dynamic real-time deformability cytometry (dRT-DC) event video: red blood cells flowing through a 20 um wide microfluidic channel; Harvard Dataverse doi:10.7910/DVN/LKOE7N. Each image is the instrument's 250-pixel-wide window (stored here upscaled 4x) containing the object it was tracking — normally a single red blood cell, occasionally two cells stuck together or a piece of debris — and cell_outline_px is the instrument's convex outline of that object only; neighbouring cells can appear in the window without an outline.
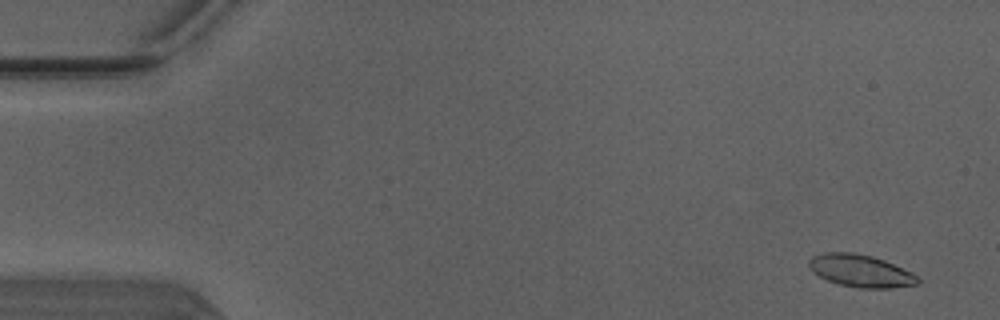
{"species": "Egyptian fruit bat (a non-hibernating species)", "species_latin": "Rousettus aegyptiacus", "temperature_condition": "warm", "stored_images_in_passage": 46, "camera_frame_rate_fps": 3000, "um_per_image_px": 0.085, "animal": {"sex": "male"}, "frame": {"image": 1, "passage_image": 3, "time_ms": 0.667, "image_size_px": [1000, 320], "cell_outline_px": [[920, 280], [916, 284], [892, 288], [856, 288], [840, 284], [828, 280], [812, 272], [808, 264], [808, 260], [812, 256], [824, 252], [852, 252], [872, 256], [884, 260], [912, 272]], "centroid_in_image_um": [73.13, 23.01], "position_along_channel_um": 11.9, "area_um2": 20.52}}
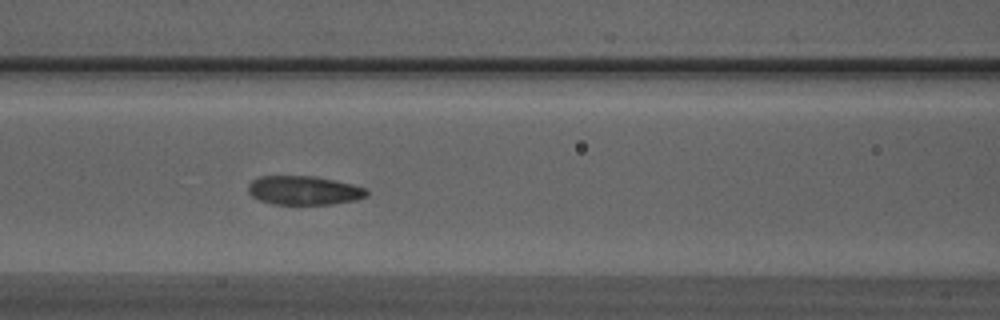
{"frame": {"image": 2, "passage_image": 22, "time_ms": 7.0, "image_size_px": [1000, 320], "cell_outline_px": [[368, 196], [356, 200], [332, 204], [272, 204], [260, 200], [252, 196], [248, 192], [248, 184], [252, 180], [260, 176], [316, 176], [352, 184], [368, 188]], "centroid_in_image_um": [25.85, 16.18], "position_along_channel_um": 140.7, "area_um2": 20.11}}
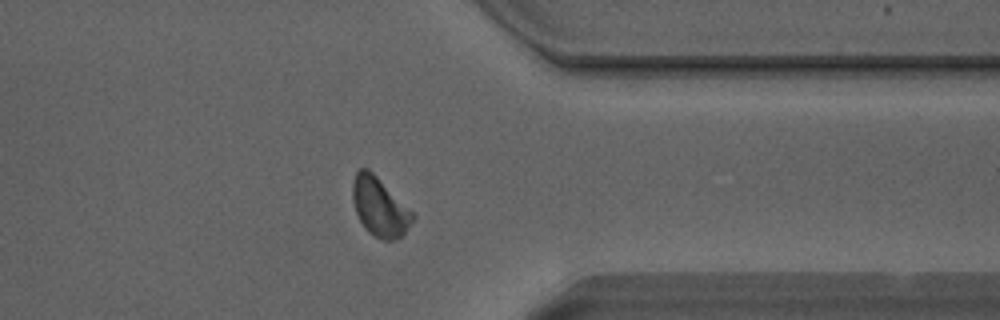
{"frame": {"image": 3, "passage_image": 40, "time_ms": 13.0, "image_size_px": [1000, 320], "cell_outline_px": [[416, 216], [404, 232], [400, 236], [392, 240], [384, 240], [368, 232], [364, 228], [356, 212], [352, 200], [352, 180], [356, 172], [360, 168], [368, 168]], "centroid_in_image_um": [32.22, 17.58], "position_along_channel_um": 379.2, "area_um2": 20.11}}